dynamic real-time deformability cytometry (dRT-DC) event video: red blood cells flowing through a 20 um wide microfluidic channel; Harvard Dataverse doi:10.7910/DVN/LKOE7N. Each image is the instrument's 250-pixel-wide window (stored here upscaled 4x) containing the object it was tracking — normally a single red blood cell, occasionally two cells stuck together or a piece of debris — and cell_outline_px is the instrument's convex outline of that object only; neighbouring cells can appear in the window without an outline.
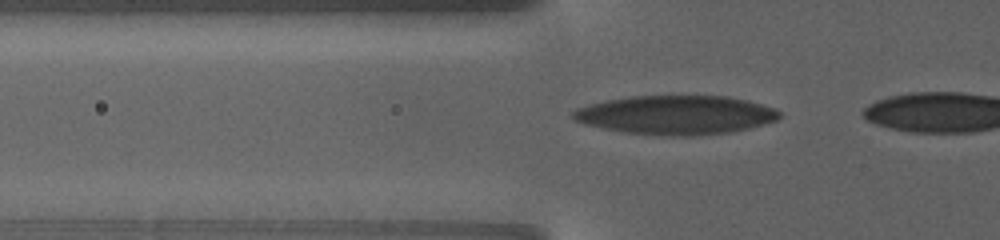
{"species": "human", "species_latin": "Homo sapiens", "temperature_condition": "warm", "stored_images_in_passage": 15, "camera_frame_rate_fps": 3000, "um_per_image_px": 0.085, "donor": {"sex": "female"}, "frame": {"image": 1, "passage_image": 3, "time_ms": 1.0, "image_size_px": [1000, 240], "cell_outline_px": [[780, 116], [776, 120], [748, 128], [732, 132], [700, 136], [668, 136], [624, 132], [584, 124], [576, 120], [572, 116], [572, 112], [576, 108], [588, 104], [628, 96], [728, 96], [748, 100], [776, 108], [780, 112]], "centroid_in_image_um": [57.47, 9.77], "position_along_channel_um": 68.3, "area_um2": 46.99}}
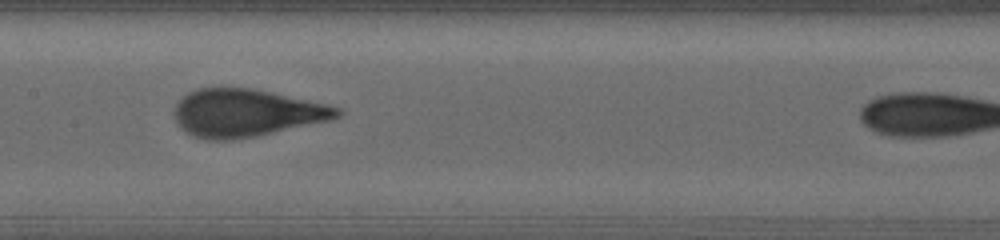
{"frame": {"image": 2, "passage_image": 10, "time_ms": 5.333, "image_size_px": [1000, 240], "cell_outline_px": [[344, 112], [340, 116], [332, 120], [232, 140], [204, 140], [192, 136], [184, 132], [180, 128], [176, 120], [176, 104], [188, 92], [200, 88], [252, 88], [324, 104], [340, 108]], "centroid_in_image_um": [20.9, 9.61], "position_along_channel_um": 186.5, "area_um2": 44.68}}
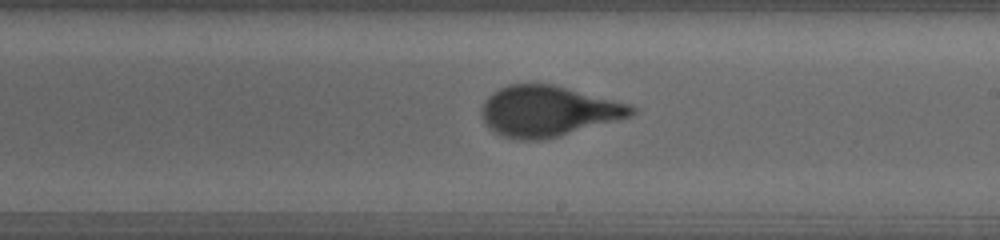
{"frame": {"image": 3, "passage_image": 13, "time_ms": 7.333, "image_size_px": [1000, 240], "cell_outline_px": [[636, 112], [632, 116], [620, 120], [560, 136], [544, 140], [512, 140], [496, 132], [484, 120], [480, 112], [484, 100], [492, 92], [508, 84], [552, 84], [628, 104], [636, 108]], "centroid_in_image_um": [46.58, 9.46], "position_along_channel_um": 242.4, "area_um2": 44.1}}